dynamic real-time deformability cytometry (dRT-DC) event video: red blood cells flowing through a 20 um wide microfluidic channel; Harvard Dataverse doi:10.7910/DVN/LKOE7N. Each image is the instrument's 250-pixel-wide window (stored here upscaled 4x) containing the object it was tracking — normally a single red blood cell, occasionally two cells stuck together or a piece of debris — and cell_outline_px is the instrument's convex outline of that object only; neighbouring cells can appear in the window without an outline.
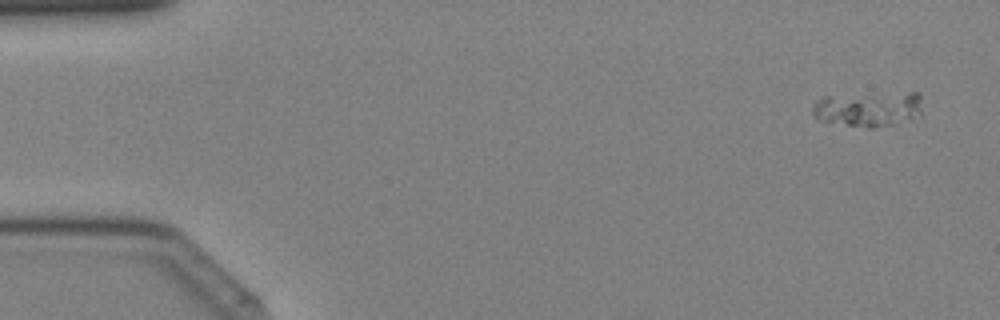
{"species": "Egyptian fruit bat (a non-hibernating species)", "species_latin": "Rousettus aegyptiacus", "temperature_condition": "cold", "stored_images_in_passage": 3, "camera_frame_rate_fps": 3000, "um_per_image_px": 0.085, "animal": {"sex": "female"}, "frame": {"image": 1, "passage_image": 1, "time_ms": 0.0, "image_size_px": [1000, 320], "cell_outline_px": [[920, 116], [912, 120], [876, 128], [868, 128], [820, 120], [812, 116], [812, 104], [816, 100], [824, 96], [908, 92], [920, 92]], "centroid_in_image_um": [73.81, 9.26], "position_along_channel_um": 11.2, "area_um2": 22.66}}